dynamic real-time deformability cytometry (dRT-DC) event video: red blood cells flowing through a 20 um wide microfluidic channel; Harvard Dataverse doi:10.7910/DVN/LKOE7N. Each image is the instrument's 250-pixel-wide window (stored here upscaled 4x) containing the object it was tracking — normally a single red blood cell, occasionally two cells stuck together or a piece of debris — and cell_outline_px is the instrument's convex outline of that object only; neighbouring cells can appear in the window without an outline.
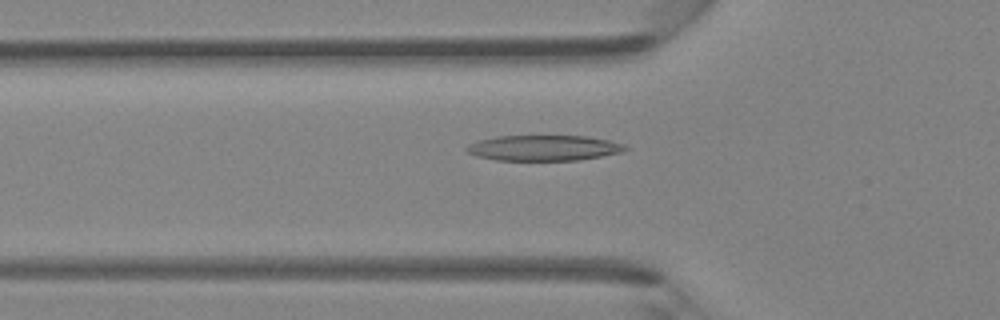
{"species": "Egyptian fruit bat (a non-hibernating species)", "species_latin": "Rousettus aegyptiacus", "temperature_condition": "room temperature", "stored_images_in_passage": 37, "camera_frame_rate_fps": 3000, "um_per_image_px": 0.085, "animal": {"sex": "female"}, "frame": {"image": 1, "passage_image": 12, "time_ms": 3.667, "image_size_px": [1000, 320], "cell_outline_px": [[628, 148], [624, 152], [576, 160], [496, 160], [476, 156], [468, 152], [464, 148], [468, 144], [476, 140], [496, 136], [588, 136], [608, 140], [624, 144]], "centroid_in_image_um": [46.18, 12.57], "position_along_channel_um": 79.6, "area_um2": 23.64}}
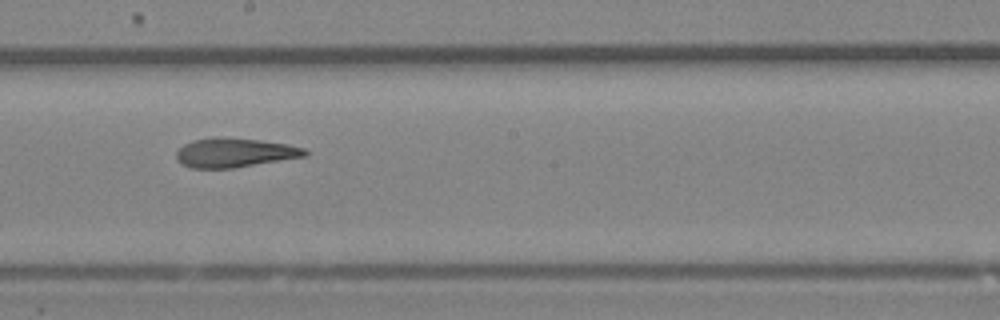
{"frame": {"image": 2, "passage_image": 22, "time_ms": 7.0, "image_size_px": [1000, 320], "cell_outline_px": [[308, 156], [232, 168], [192, 168], [180, 164], [176, 160], [176, 152], [184, 144], [196, 140], [216, 136], [260, 140], [288, 144], [304, 148], [308, 152]], "centroid_in_image_um": [19.94, 12.98], "position_along_channel_um": 228.3, "area_um2": 21.96}}
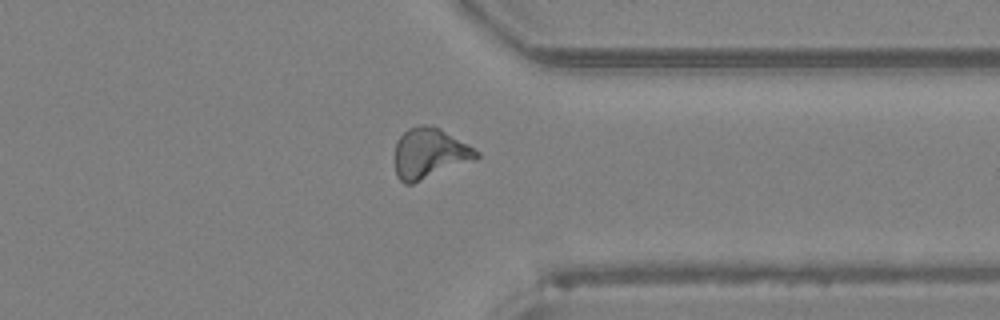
{"frame": {"image": 3, "passage_image": 32, "time_ms": 10.333, "image_size_px": [1000, 320], "cell_outline_px": [[480, 156], [476, 160], [412, 184], [404, 184], [396, 176], [396, 140], [408, 128], [420, 124], [424, 124], [440, 128], [468, 144], [480, 152]], "centroid_in_image_um": [36.53, 13.04], "position_along_channel_um": 374.9, "area_um2": 24.1}}